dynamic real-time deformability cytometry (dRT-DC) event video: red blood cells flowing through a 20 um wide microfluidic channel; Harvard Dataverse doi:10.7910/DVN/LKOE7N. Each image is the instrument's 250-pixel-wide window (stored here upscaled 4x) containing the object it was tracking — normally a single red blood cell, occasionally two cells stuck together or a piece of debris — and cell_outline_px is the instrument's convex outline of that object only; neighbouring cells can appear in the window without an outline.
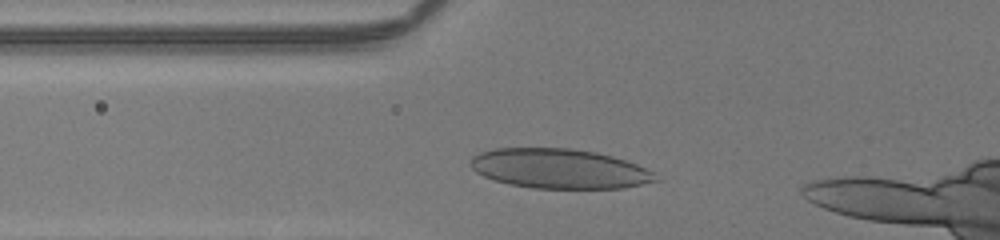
{"species": "human", "species_latin": "Homo sapiens", "temperature_condition": "room temperature", "stored_images_in_passage": 29, "camera_frame_rate_fps": 3000, "um_per_image_px": 0.085, "donor": {"sex": "male"}, "frame": {"image": 1, "passage_image": 5, "time_ms": 1.333, "image_size_px": [1000, 240], "cell_outline_px": [[660, 180], [624, 188], [532, 188], [508, 184], [492, 180], [476, 172], [468, 164], [472, 156], [480, 152], [496, 148], [568, 148], [596, 152], [612, 156], [636, 164], [652, 172]], "centroid_in_image_um": [47.49, 14.34], "position_along_channel_um": 78.3, "area_um2": 42.83}}
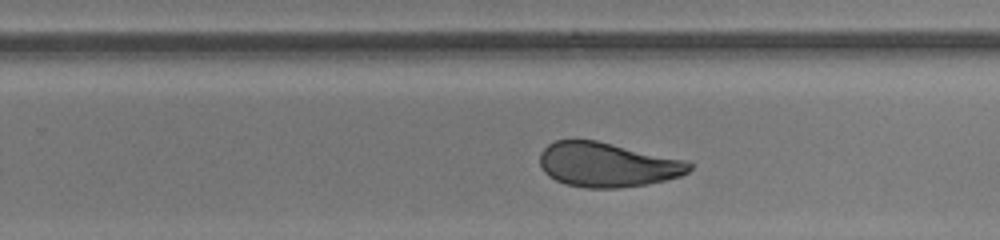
{"frame": {"image": 2, "passage_image": 20, "time_ms": 6.333, "image_size_px": [1000, 240], "cell_outline_px": [[692, 168], [688, 172], [680, 176], [648, 184], [620, 188], [584, 188], [564, 184], [548, 176], [544, 172], [540, 164], [540, 152], [548, 144], [556, 140], [596, 140], [688, 160], [692, 164]], "centroid_in_image_um": [51.63, 14.0], "position_along_channel_um": 278.2, "area_um2": 39.07}}
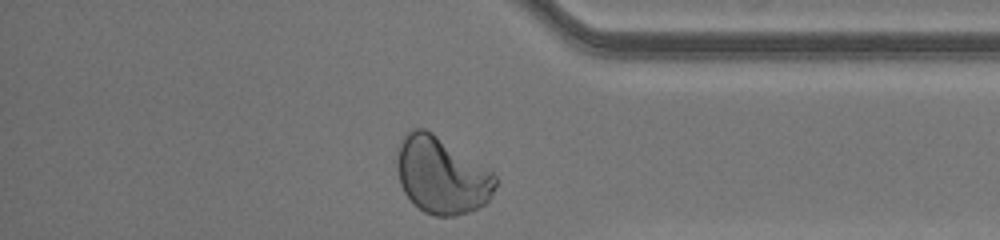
{"frame": {"image": 3, "passage_image": 29, "time_ms": 9.333, "image_size_px": [1000, 240], "cell_outline_px": [[496, 184], [492, 196], [484, 204], [468, 212], [456, 216], [436, 216], [424, 212], [404, 192], [400, 184], [396, 168], [396, 148], [404, 132], [412, 128], [424, 128], [432, 132], [492, 172], [496, 176]], "centroid_in_image_um": [37.48, 14.88], "position_along_channel_um": 397.7, "area_um2": 43.99}, "authors_computed_cell_mechanics": {"area_um2": 40.1132, "velocity_mm_per_s": 4.1166, "shape_relaxation_time_tau1_ms": 5.957, "shape_relaxation_time_tau2_ms": 0.7362, "deformation_change_tau1": 0.1683, "deformation_change_tau2": 0.0485}}